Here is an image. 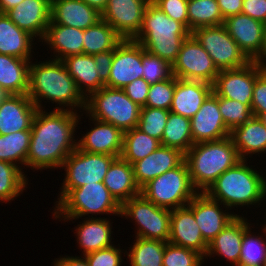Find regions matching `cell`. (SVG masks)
<instances>
[{"label": "cell", "instance_id": "cell-1", "mask_svg": "<svg viewBox=\"0 0 266 266\" xmlns=\"http://www.w3.org/2000/svg\"><path fill=\"white\" fill-rule=\"evenodd\" d=\"M58 108L50 113L42 109L36 112L26 166L33 169L62 167L64 160L77 148L72 136L78 115L71 110Z\"/></svg>", "mask_w": 266, "mask_h": 266}, {"label": "cell", "instance_id": "cell-2", "mask_svg": "<svg viewBox=\"0 0 266 266\" xmlns=\"http://www.w3.org/2000/svg\"><path fill=\"white\" fill-rule=\"evenodd\" d=\"M190 35L191 32L182 23L168 17L150 1L144 12L141 29L134 41L140 43L148 53L172 66L183 42Z\"/></svg>", "mask_w": 266, "mask_h": 266}, {"label": "cell", "instance_id": "cell-3", "mask_svg": "<svg viewBox=\"0 0 266 266\" xmlns=\"http://www.w3.org/2000/svg\"><path fill=\"white\" fill-rule=\"evenodd\" d=\"M27 95L38 109H41L40 99L43 97L64 106H83L84 109L86 104V96L78 90L62 60L57 59L30 64Z\"/></svg>", "mask_w": 266, "mask_h": 266}, {"label": "cell", "instance_id": "cell-4", "mask_svg": "<svg viewBox=\"0 0 266 266\" xmlns=\"http://www.w3.org/2000/svg\"><path fill=\"white\" fill-rule=\"evenodd\" d=\"M242 160L230 137L194 144L186 153L192 185L205 192L226 170Z\"/></svg>", "mask_w": 266, "mask_h": 266}, {"label": "cell", "instance_id": "cell-5", "mask_svg": "<svg viewBox=\"0 0 266 266\" xmlns=\"http://www.w3.org/2000/svg\"><path fill=\"white\" fill-rule=\"evenodd\" d=\"M245 159L221 174L204 192L209 198L226 207L258 203L266 195V181Z\"/></svg>", "mask_w": 266, "mask_h": 266}, {"label": "cell", "instance_id": "cell-6", "mask_svg": "<svg viewBox=\"0 0 266 266\" xmlns=\"http://www.w3.org/2000/svg\"><path fill=\"white\" fill-rule=\"evenodd\" d=\"M86 96L85 110L93 120L112 124L123 132L138 126L141 107L126 95L124 89L104 86Z\"/></svg>", "mask_w": 266, "mask_h": 266}, {"label": "cell", "instance_id": "cell-7", "mask_svg": "<svg viewBox=\"0 0 266 266\" xmlns=\"http://www.w3.org/2000/svg\"><path fill=\"white\" fill-rule=\"evenodd\" d=\"M194 189L184 160L179 166L146 183L140 194L159 207L173 210L188 205L198 194Z\"/></svg>", "mask_w": 266, "mask_h": 266}, {"label": "cell", "instance_id": "cell-8", "mask_svg": "<svg viewBox=\"0 0 266 266\" xmlns=\"http://www.w3.org/2000/svg\"><path fill=\"white\" fill-rule=\"evenodd\" d=\"M55 216L75 219L87 214L113 213L120 215L121 205L110 194L103 182L86 184L71 189L57 204ZM59 212L61 214H59ZM56 214H59L58 216Z\"/></svg>", "mask_w": 266, "mask_h": 266}, {"label": "cell", "instance_id": "cell-9", "mask_svg": "<svg viewBox=\"0 0 266 266\" xmlns=\"http://www.w3.org/2000/svg\"><path fill=\"white\" fill-rule=\"evenodd\" d=\"M191 35L202 45L219 71L240 68L251 62L223 24L198 28Z\"/></svg>", "mask_w": 266, "mask_h": 266}, {"label": "cell", "instance_id": "cell-10", "mask_svg": "<svg viewBox=\"0 0 266 266\" xmlns=\"http://www.w3.org/2000/svg\"><path fill=\"white\" fill-rule=\"evenodd\" d=\"M120 215L134 218L138 223L137 237L169 241L171 210L155 205L141 194L123 202Z\"/></svg>", "mask_w": 266, "mask_h": 266}, {"label": "cell", "instance_id": "cell-11", "mask_svg": "<svg viewBox=\"0 0 266 266\" xmlns=\"http://www.w3.org/2000/svg\"><path fill=\"white\" fill-rule=\"evenodd\" d=\"M115 159V156L89 153L76 148L62 165V168L66 167L67 170L59 201L71 189L94 182H103L111 163Z\"/></svg>", "mask_w": 266, "mask_h": 266}, {"label": "cell", "instance_id": "cell-12", "mask_svg": "<svg viewBox=\"0 0 266 266\" xmlns=\"http://www.w3.org/2000/svg\"><path fill=\"white\" fill-rule=\"evenodd\" d=\"M219 70L202 45L190 35L182 44L172 64V75L177 79L203 81L213 85Z\"/></svg>", "mask_w": 266, "mask_h": 266}, {"label": "cell", "instance_id": "cell-13", "mask_svg": "<svg viewBox=\"0 0 266 266\" xmlns=\"http://www.w3.org/2000/svg\"><path fill=\"white\" fill-rule=\"evenodd\" d=\"M265 68V63L251 61L240 68L220 70L213 83V92L217 96L239 101L250 108L256 77Z\"/></svg>", "mask_w": 266, "mask_h": 266}, {"label": "cell", "instance_id": "cell-14", "mask_svg": "<svg viewBox=\"0 0 266 266\" xmlns=\"http://www.w3.org/2000/svg\"><path fill=\"white\" fill-rule=\"evenodd\" d=\"M151 0H108L101 18L123 40H134L141 29L143 16Z\"/></svg>", "mask_w": 266, "mask_h": 266}, {"label": "cell", "instance_id": "cell-15", "mask_svg": "<svg viewBox=\"0 0 266 266\" xmlns=\"http://www.w3.org/2000/svg\"><path fill=\"white\" fill-rule=\"evenodd\" d=\"M142 77V45L134 40H123L114 50L109 79L105 86L123 89Z\"/></svg>", "mask_w": 266, "mask_h": 266}, {"label": "cell", "instance_id": "cell-16", "mask_svg": "<svg viewBox=\"0 0 266 266\" xmlns=\"http://www.w3.org/2000/svg\"><path fill=\"white\" fill-rule=\"evenodd\" d=\"M223 25L251 61L264 63V23L240 13L226 18Z\"/></svg>", "mask_w": 266, "mask_h": 266}, {"label": "cell", "instance_id": "cell-17", "mask_svg": "<svg viewBox=\"0 0 266 266\" xmlns=\"http://www.w3.org/2000/svg\"><path fill=\"white\" fill-rule=\"evenodd\" d=\"M193 143H201L229 137L219 111V96L212 92L201 105L197 113L190 119Z\"/></svg>", "mask_w": 266, "mask_h": 266}, {"label": "cell", "instance_id": "cell-18", "mask_svg": "<svg viewBox=\"0 0 266 266\" xmlns=\"http://www.w3.org/2000/svg\"><path fill=\"white\" fill-rule=\"evenodd\" d=\"M218 203L200 192L188 204L208 245L237 216L220 211Z\"/></svg>", "mask_w": 266, "mask_h": 266}, {"label": "cell", "instance_id": "cell-19", "mask_svg": "<svg viewBox=\"0 0 266 266\" xmlns=\"http://www.w3.org/2000/svg\"><path fill=\"white\" fill-rule=\"evenodd\" d=\"M168 242L206 256L208 244L204 241L194 213L188 206L171 210Z\"/></svg>", "mask_w": 266, "mask_h": 266}, {"label": "cell", "instance_id": "cell-20", "mask_svg": "<svg viewBox=\"0 0 266 266\" xmlns=\"http://www.w3.org/2000/svg\"><path fill=\"white\" fill-rule=\"evenodd\" d=\"M37 111L27 94H9L0 104V135L31 130Z\"/></svg>", "mask_w": 266, "mask_h": 266}, {"label": "cell", "instance_id": "cell-21", "mask_svg": "<svg viewBox=\"0 0 266 266\" xmlns=\"http://www.w3.org/2000/svg\"><path fill=\"white\" fill-rule=\"evenodd\" d=\"M51 0H24L5 14L31 36L44 38L50 23Z\"/></svg>", "mask_w": 266, "mask_h": 266}, {"label": "cell", "instance_id": "cell-22", "mask_svg": "<svg viewBox=\"0 0 266 266\" xmlns=\"http://www.w3.org/2000/svg\"><path fill=\"white\" fill-rule=\"evenodd\" d=\"M184 160L185 154L179 149L160 145L144 159L132 164L135 180L141 189L146 183L179 166Z\"/></svg>", "mask_w": 266, "mask_h": 266}, {"label": "cell", "instance_id": "cell-23", "mask_svg": "<svg viewBox=\"0 0 266 266\" xmlns=\"http://www.w3.org/2000/svg\"><path fill=\"white\" fill-rule=\"evenodd\" d=\"M101 19V13L83 0H51L50 23L87 29Z\"/></svg>", "mask_w": 266, "mask_h": 266}, {"label": "cell", "instance_id": "cell-24", "mask_svg": "<svg viewBox=\"0 0 266 266\" xmlns=\"http://www.w3.org/2000/svg\"><path fill=\"white\" fill-rule=\"evenodd\" d=\"M212 92L213 85L209 83L175 77V91L170 112L191 119Z\"/></svg>", "mask_w": 266, "mask_h": 266}, {"label": "cell", "instance_id": "cell-25", "mask_svg": "<svg viewBox=\"0 0 266 266\" xmlns=\"http://www.w3.org/2000/svg\"><path fill=\"white\" fill-rule=\"evenodd\" d=\"M94 121L97 123L96 127L77 142V148L89 153L120 157L124 132L112 124Z\"/></svg>", "mask_w": 266, "mask_h": 266}, {"label": "cell", "instance_id": "cell-26", "mask_svg": "<svg viewBox=\"0 0 266 266\" xmlns=\"http://www.w3.org/2000/svg\"><path fill=\"white\" fill-rule=\"evenodd\" d=\"M103 183L120 205L141 192L132 165L121 157L111 163Z\"/></svg>", "mask_w": 266, "mask_h": 266}, {"label": "cell", "instance_id": "cell-27", "mask_svg": "<svg viewBox=\"0 0 266 266\" xmlns=\"http://www.w3.org/2000/svg\"><path fill=\"white\" fill-rule=\"evenodd\" d=\"M248 224L237 215L208 245L206 256L218 253L233 264L239 263L242 238L244 232L250 228Z\"/></svg>", "mask_w": 266, "mask_h": 266}, {"label": "cell", "instance_id": "cell-28", "mask_svg": "<svg viewBox=\"0 0 266 266\" xmlns=\"http://www.w3.org/2000/svg\"><path fill=\"white\" fill-rule=\"evenodd\" d=\"M229 137L241 159H245V154L266 150V125L259 117L252 116L245 124L233 128Z\"/></svg>", "mask_w": 266, "mask_h": 266}, {"label": "cell", "instance_id": "cell-29", "mask_svg": "<svg viewBox=\"0 0 266 266\" xmlns=\"http://www.w3.org/2000/svg\"><path fill=\"white\" fill-rule=\"evenodd\" d=\"M32 37L5 13H0V54L30 60Z\"/></svg>", "mask_w": 266, "mask_h": 266}, {"label": "cell", "instance_id": "cell-30", "mask_svg": "<svg viewBox=\"0 0 266 266\" xmlns=\"http://www.w3.org/2000/svg\"><path fill=\"white\" fill-rule=\"evenodd\" d=\"M68 73L76 82L78 90L85 96L87 93H93L105 86L97 72L93 55L77 54L66 57L62 60ZM82 84H85L83 86ZM86 87L85 93L82 87Z\"/></svg>", "mask_w": 266, "mask_h": 266}, {"label": "cell", "instance_id": "cell-31", "mask_svg": "<svg viewBox=\"0 0 266 266\" xmlns=\"http://www.w3.org/2000/svg\"><path fill=\"white\" fill-rule=\"evenodd\" d=\"M83 35V29L49 23L43 40L49 43L58 55L61 54L55 59L63 60L72 55L83 54Z\"/></svg>", "mask_w": 266, "mask_h": 266}, {"label": "cell", "instance_id": "cell-32", "mask_svg": "<svg viewBox=\"0 0 266 266\" xmlns=\"http://www.w3.org/2000/svg\"><path fill=\"white\" fill-rule=\"evenodd\" d=\"M29 60L0 54V87L9 94H27Z\"/></svg>", "mask_w": 266, "mask_h": 266}, {"label": "cell", "instance_id": "cell-33", "mask_svg": "<svg viewBox=\"0 0 266 266\" xmlns=\"http://www.w3.org/2000/svg\"><path fill=\"white\" fill-rule=\"evenodd\" d=\"M123 41L114 28L102 18L84 30L83 53L95 55L115 48Z\"/></svg>", "mask_w": 266, "mask_h": 266}, {"label": "cell", "instance_id": "cell-34", "mask_svg": "<svg viewBox=\"0 0 266 266\" xmlns=\"http://www.w3.org/2000/svg\"><path fill=\"white\" fill-rule=\"evenodd\" d=\"M77 230L78 241L85 255L112 246L110 223L106 219L92 217L80 224Z\"/></svg>", "mask_w": 266, "mask_h": 266}, {"label": "cell", "instance_id": "cell-35", "mask_svg": "<svg viewBox=\"0 0 266 266\" xmlns=\"http://www.w3.org/2000/svg\"><path fill=\"white\" fill-rule=\"evenodd\" d=\"M160 145L159 140L135 127L124 132L120 157L132 165L154 152Z\"/></svg>", "mask_w": 266, "mask_h": 266}, {"label": "cell", "instance_id": "cell-36", "mask_svg": "<svg viewBox=\"0 0 266 266\" xmlns=\"http://www.w3.org/2000/svg\"><path fill=\"white\" fill-rule=\"evenodd\" d=\"M161 145L179 149L186 153L193 145L190 119L169 112L168 120L161 139Z\"/></svg>", "mask_w": 266, "mask_h": 266}, {"label": "cell", "instance_id": "cell-37", "mask_svg": "<svg viewBox=\"0 0 266 266\" xmlns=\"http://www.w3.org/2000/svg\"><path fill=\"white\" fill-rule=\"evenodd\" d=\"M187 12L190 32L224 22L217 0H188Z\"/></svg>", "mask_w": 266, "mask_h": 266}, {"label": "cell", "instance_id": "cell-38", "mask_svg": "<svg viewBox=\"0 0 266 266\" xmlns=\"http://www.w3.org/2000/svg\"><path fill=\"white\" fill-rule=\"evenodd\" d=\"M166 242L136 237L128 256L131 266H163Z\"/></svg>", "mask_w": 266, "mask_h": 266}, {"label": "cell", "instance_id": "cell-39", "mask_svg": "<svg viewBox=\"0 0 266 266\" xmlns=\"http://www.w3.org/2000/svg\"><path fill=\"white\" fill-rule=\"evenodd\" d=\"M31 141V130L0 135V161L26 164Z\"/></svg>", "mask_w": 266, "mask_h": 266}, {"label": "cell", "instance_id": "cell-40", "mask_svg": "<svg viewBox=\"0 0 266 266\" xmlns=\"http://www.w3.org/2000/svg\"><path fill=\"white\" fill-rule=\"evenodd\" d=\"M25 174L16 165L0 161V200L10 201L19 196L27 185Z\"/></svg>", "mask_w": 266, "mask_h": 266}, {"label": "cell", "instance_id": "cell-41", "mask_svg": "<svg viewBox=\"0 0 266 266\" xmlns=\"http://www.w3.org/2000/svg\"><path fill=\"white\" fill-rule=\"evenodd\" d=\"M170 110L141 107L137 128L161 142Z\"/></svg>", "mask_w": 266, "mask_h": 266}, {"label": "cell", "instance_id": "cell-42", "mask_svg": "<svg viewBox=\"0 0 266 266\" xmlns=\"http://www.w3.org/2000/svg\"><path fill=\"white\" fill-rule=\"evenodd\" d=\"M219 111L226 127L233 128L245 124L252 118L251 109L239 101L219 96Z\"/></svg>", "mask_w": 266, "mask_h": 266}, {"label": "cell", "instance_id": "cell-43", "mask_svg": "<svg viewBox=\"0 0 266 266\" xmlns=\"http://www.w3.org/2000/svg\"><path fill=\"white\" fill-rule=\"evenodd\" d=\"M175 91V76L150 84L146 105L144 107L170 110Z\"/></svg>", "mask_w": 266, "mask_h": 266}, {"label": "cell", "instance_id": "cell-44", "mask_svg": "<svg viewBox=\"0 0 266 266\" xmlns=\"http://www.w3.org/2000/svg\"><path fill=\"white\" fill-rule=\"evenodd\" d=\"M248 228L242 238L239 263L264 266L266 261V241L252 237ZM265 242V243H264Z\"/></svg>", "mask_w": 266, "mask_h": 266}, {"label": "cell", "instance_id": "cell-45", "mask_svg": "<svg viewBox=\"0 0 266 266\" xmlns=\"http://www.w3.org/2000/svg\"><path fill=\"white\" fill-rule=\"evenodd\" d=\"M143 77L149 84L169 79L172 66L161 58L148 53L142 46Z\"/></svg>", "mask_w": 266, "mask_h": 266}, {"label": "cell", "instance_id": "cell-46", "mask_svg": "<svg viewBox=\"0 0 266 266\" xmlns=\"http://www.w3.org/2000/svg\"><path fill=\"white\" fill-rule=\"evenodd\" d=\"M204 257L191 249L166 242L163 266H200Z\"/></svg>", "mask_w": 266, "mask_h": 266}, {"label": "cell", "instance_id": "cell-47", "mask_svg": "<svg viewBox=\"0 0 266 266\" xmlns=\"http://www.w3.org/2000/svg\"><path fill=\"white\" fill-rule=\"evenodd\" d=\"M168 17L182 23L189 30L188 0H151Z\"/></svg>", "mask_w": 266, "mask_h": 266}, {"label": "cell", "instance_id": "cell-48", "mask_svg": "<svg viewBox=\"0 0 266 266\" xmlns=\"http://www.w3.org/2000/svg\"><path fill=\"white\" fill-rule=\"evenodd\" d=\"M250 109L254 117L266 115V68L256 77Z\"/></svg>", "mask_w": 266, "mask_h": 266}, {"label": "cell", "instance_id": "cell-49", "mask_svg": "<svg viewBox=\"0 0 266 266\" xmlns=\"http://www.w3.org/2000/svg\"><path fill=\"white\" fill-rule=\"evenodd\" d=\"M120 249L111 247L100 249L85 255L89 266H120L121 253Z\"/></svg>", "mask_w": 266, "mask_h": 266}, {"label": "cell", "instance_id": "cell-50", "mask_svg": "<svg viewBox=\"0 0 266 266\" xmlns=\"http://www.w3.org/2000/svg\"><path fill=\"white\" fill-rule=\"evenodd\" d=\"M150 84L144 78H138L125 86L126 95L140 107L146 105Z\"/></svg>", "mask_w": 266, "mask_h": 266}, {"label": "cell", "instance_id": "cell-51", "mask_svg": "<svg viewBox=\"0 0 266 266\" xmlns=\"http://www.w3.org/2000/svg\"><path fill=\"white\" fill-rule=\"evenodd\" d=\"M241 13L266 24V0H243Z\"/></svg>", "mask_w": 266, "mask_h": 266}, {"label": "cell", "instance_id": "cell-52", "mask_svg": "<svg viewBox=\"0 0 266 266\" xmlns=\"http://www.w3.org/2000/svg\"><path fill=\"white\" fill-rule=\"evenodd\" d=\"M93 57L95 65L98 68L97 72L99 73V77L104 83H106L109 79V72L114 58V50L101 52L93 55Z\"/></svg>", "mask_w": 266, "mask_h": 266}, {"label": "cell", "instance_id": "cell-53", "mask_svg": "<svg viewBox=\"0 0 266 266\" xmlns=\"http://www.w3.org/2000/svg\"><path fill=\"white\" fill-rule=\"evenodd\" d=\"M224 20L242 12L243 0H217Z\"/></svg>", "mask_w": 266, "mask_h": 266}, {"label": "cell", "instance_id": "cell-54", "mask_svg": "<svg viewBox=\"0 0 266 266\" xmlns=\"http://www.w3.org/2000/svg\"><path fill=\"white\" fill-rule=\"evenodd\" d=\"M85 259V260H84ZM57 262V263H56ZM54 266H89L86 258H72V257H64L57 260Z\"/></svg>", "mask_w": 266, "mask_h": 266}, {"label": "cell", "instance_id": "cell-55", "mask_svg": "<svg viewBox=\"0 0 266 266\" xmlns=\"http://www.w3.org/2000/svg\"><path fill=\"white\" fill-rule=\"evenodd\" d=\"M24 0H0V13H6Z\"/></svg>", "mask_w": 266, "mask_h": 266}, {"label": "cell", "instance_id": "cell-56", "mask_svg": "<svg viewBox=\"0 0 266 266\" xmlns=\"http://www.w3.org/2000/svg\"><path fill=\"white\" fill-rule=\"evenodd\" d=\"M90 7L95 8L98 12L102 13L107 5L108 0H83Z\"/></svg>", "mask_w": 266, "mask_h": 266}, {"label": "cell", "instance_id": "cell-57", "mask_svg": "<svg viewBox=\"0 0 266 266\" xmlns=\"http://www.w3.org/2000/svg\"><path fill=\"white\" fill-rule=\"evenodd\" d=\"M8 95L9 93L0 87V104L6 99Z\"/></svg>", "mask_w": 266, "mask_h": 266}, {"label": "cell", "instance_id": "cell-58", "mask_svg": "<svg viewBox=\"0 0 266 266\" xmlns=\"http://www.w3.org/2000/svg\"><path fill=\"white\" fill-rule=\"evenodd\" d=\"M263 57L266 58V24H265V32H264V49H263Z\"/></svg>", "mask_w": 266, "mask_h": 266}, {"label": "cell", "instance_id": "cell-59", "mask_svg": "<svg viewBox=\"0 0 266 266\" xmlns=\"http://www.w3.org/2000/svg\"><path fill=\"white\" fill-rule=\"evenodd\" d=\"M235 266H258V265H250V264H246V263H237L234 264Z\"/></svg>", "mask_w": 266, "mask_h": 266}, {"label": "cell", "instance_id": "cell-60", "mask_svg": "<svg viewBox=\"0 0 266 266\" xmlns=\"http://www.w3.org/2000/svg\"><path fill=\"white\" fill-rule=\"evenodd\" d=\"M261 119L264 121V123L266 125V115H264Z\"/></svg>", "mask_w": 266, "mask_h": 266}]
</instances>
